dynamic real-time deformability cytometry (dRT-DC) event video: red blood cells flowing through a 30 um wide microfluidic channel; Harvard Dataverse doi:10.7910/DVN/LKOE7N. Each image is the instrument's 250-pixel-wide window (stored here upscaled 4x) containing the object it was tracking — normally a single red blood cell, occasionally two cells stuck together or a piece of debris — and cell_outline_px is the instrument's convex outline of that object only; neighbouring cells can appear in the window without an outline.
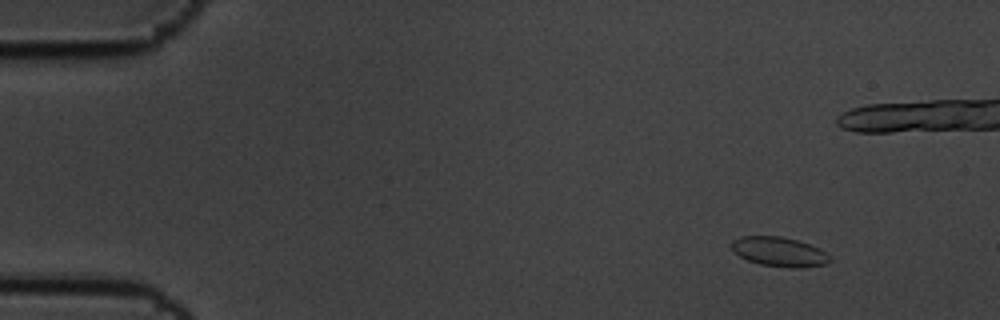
{"species": "common noctule bat (a hibernating species)", "species_latin": "Nyctalus noctula", "temperature_condition": "cold", "stored_images_in_passage": 8, "camera_frame_rate_fps": 3000, "um_per_image_px": 0.085, "animal": {"sex": "male", "body_mass_g": 19.5, "forearm_length_mm": 54.6}, "frame": {"image": 1, "passage_image": 2, "time_ms": 0.333, "image_size_px": [1000, 320], "cell_outline_px": [[832, 260], [824, 264], [800, 268], [792, 268], [760, 264], [748, 260], [740, 256], [732, 248], [732, 240], [740, 236], [780, 236], [796, 240], [820, 248], [832, 256]], "centroid_in_image_um": [66.27, 21.4], "position_along_channel_um": 18.7, "area_um2": 16.82}}